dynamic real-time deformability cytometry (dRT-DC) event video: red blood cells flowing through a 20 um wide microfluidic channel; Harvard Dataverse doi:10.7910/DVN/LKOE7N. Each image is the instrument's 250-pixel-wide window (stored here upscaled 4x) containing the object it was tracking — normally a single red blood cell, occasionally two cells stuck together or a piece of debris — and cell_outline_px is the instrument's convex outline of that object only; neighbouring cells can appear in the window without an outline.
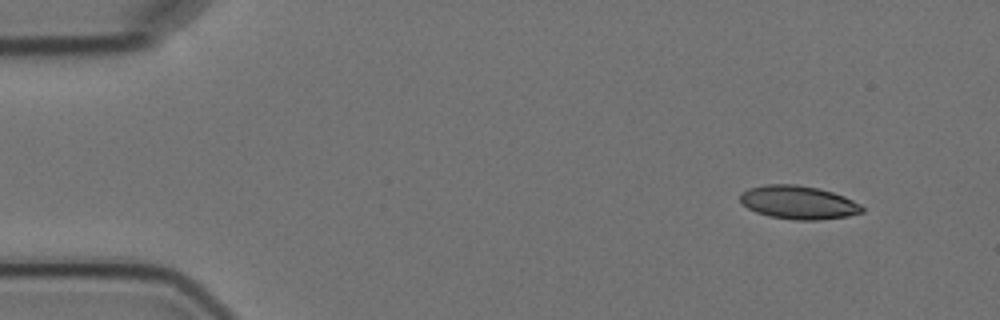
{"species": "Egyptian fruit bat (a non-hibernating species)", "species_latin": "Rousettus aegyptiacus", "temperature_condition": "cold", "stored_images_in_passage": 4, "camera_frame_rate_fps": 3000, "um_per_image_px": 0.085, "animal": {"sex": "female"}, "frame": {"image": 1, "passage_image": 1, "time_ms": 0.0, "image_size_px": [1000, 320], "cell_outline_px": [[864, 212], [848, 216], [820, 220], [796, 220], [768, 216], [756, 212], [748, 208], [740, 200], [740, 192], [748, 188], [768, 184], [796, 184], [816, 188], [832, 192], [844, 196], [860, 204], [864, 208]], "centroid_in_image_um": [67.86, 17.21], "position_along_channel_um": 17.1, "area_um2": 23.76}}
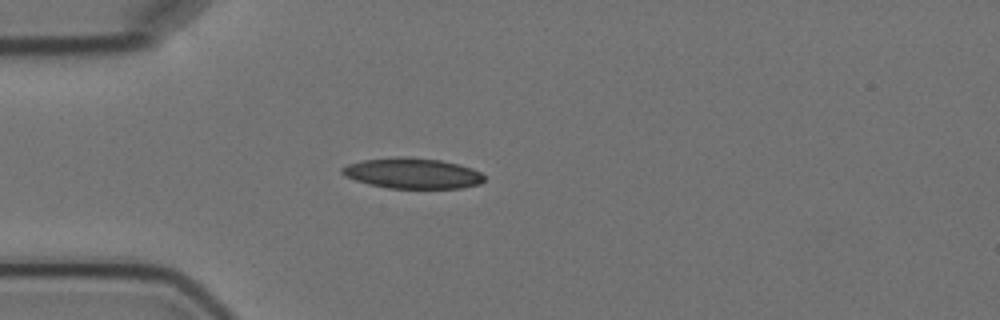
{"frame": {"image": 2, "passage_image": 4, "time_ms": 3.333, "image_size_px": [1000, 320], "cell_outline_px": [[484, 180], [480, 184], [460, 188], [388, 188], [368, 184], [344, 176], [340, 172], [340, 168], [348, 164], [360, 160], [396, 156], [408, 156], [440, 160], [472, 168], [480, 172], [484, 176]], "centroid_in_image_um": [35.01, 14.72], "position_along_channel_um": 50.0, "area_um2": 25.49}}